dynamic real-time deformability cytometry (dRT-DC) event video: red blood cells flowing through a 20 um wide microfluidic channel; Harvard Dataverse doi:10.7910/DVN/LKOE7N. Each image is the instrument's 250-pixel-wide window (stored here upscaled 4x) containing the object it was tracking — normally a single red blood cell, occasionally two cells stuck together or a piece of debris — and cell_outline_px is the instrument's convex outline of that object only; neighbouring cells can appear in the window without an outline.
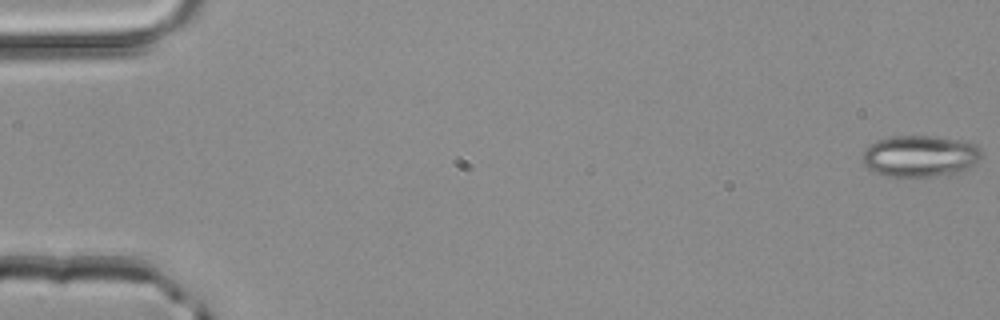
{"species": "common noctule bat (a hibernating species)", "species_latin": "Nyctalus noctula", "temperature_condition": "room temperature", "stored_images_in_passage": 51, "camera_frame_rate_fps": 3000, "um_per_image_px": 0.085, "animal": {"sex": "male", "body_mass_g": 20.4}, "frame": {"image": 1, "passage_image": 1, "time_ms": 0.0, "image_size_px": [1000, 320], "cell_outline_px": [[984, 152], [980, 160], [976, 164], [960, 172], [932, 176], [896, 180], [872, 172], [864, 164], [864, 148], [868, 144], [876, 140], [892, 136], [936, 136], [976, 144]], "centroid_in_image_um": [78.18, 13.3], "position_along_channel_um": 6.8, "area_um2": 29.71}}
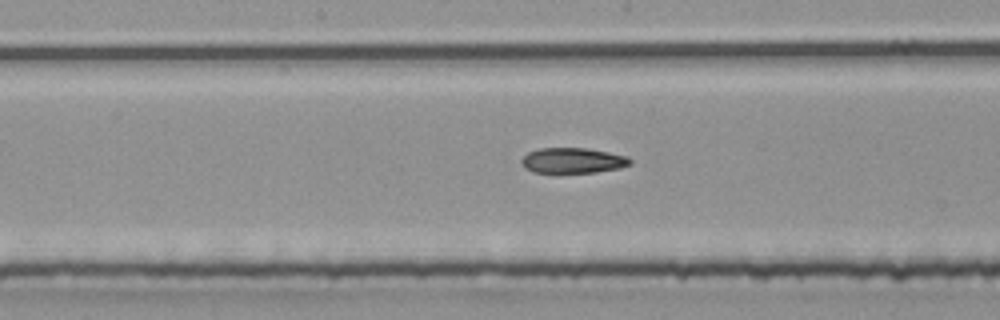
{"frame": {"image": 2, "passage_image": 27, "time_ms": 8.667, "image_size_px": [1000, 320], "cell_outline_px": [[632, 164], [620, 168], [596, 172], [556, 176], [532, 172], [524, 168], [520, 160], [528, 152], [540, 148], [588, 148], [608, 152], [624, 156], [632, 160]], "centroid_in_image_um": [48.62, 13.7], "position_along_channel_um": 199.6, "area_um2": 16.94}}
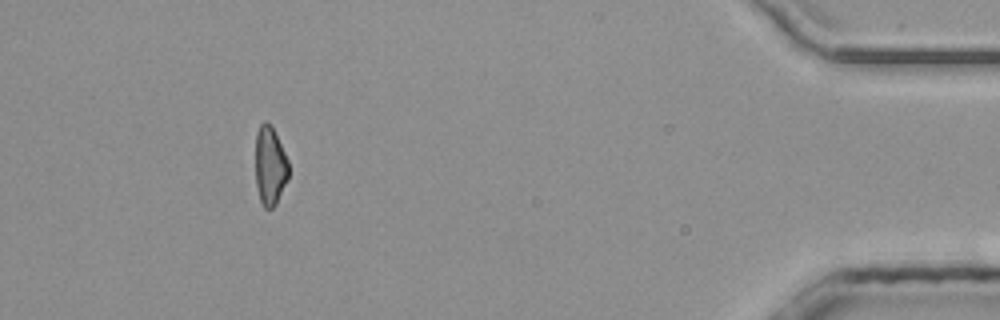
{"frame": {"image": 3, "passage_image": 47, "time_ms": 15.333, "image_size_px": [1000, 320], "cell_outline_px": [[288, 180], [276, 204], [272, 208], [264, 208], [260, 200], [256, 184], [256, 132], [260, 124], [264, 120], [268, 120], [272, 124], [288, 160]], "centroid_in_image_um": [22.95, 14.05], "position_along_channel_um": 412.2, "area_um2": 15.43}, "authors_computed_cell_mechanics": {"area_um2": 16.9932, "velocity_mm_per_s": 4.1627, "shape_relaxation_time_tau1_ms": 9.4397, "shape_relaxation_time_tau2_ms": 9.0203, "deformation_change_tau1": 0.2372, "deformation_change_tau2": 0.1949}}